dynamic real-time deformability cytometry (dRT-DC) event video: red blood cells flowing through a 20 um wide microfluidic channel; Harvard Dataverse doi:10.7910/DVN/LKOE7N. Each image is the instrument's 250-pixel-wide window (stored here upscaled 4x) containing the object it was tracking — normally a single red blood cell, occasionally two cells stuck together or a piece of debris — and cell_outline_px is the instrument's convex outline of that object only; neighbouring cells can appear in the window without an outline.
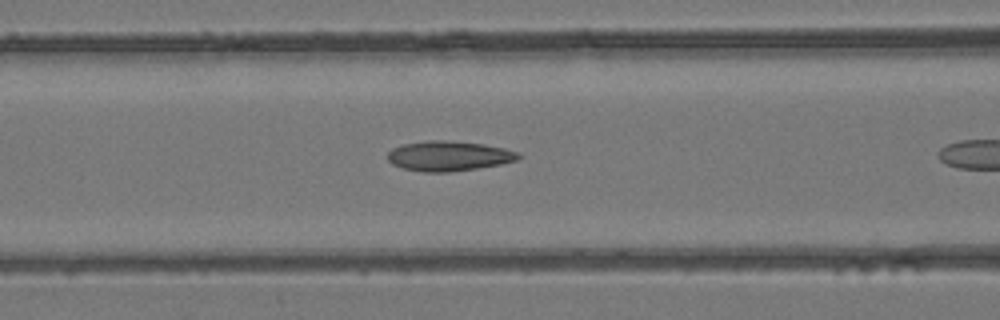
{"species": "common noctule bat (a hibernating species)", "species_latin": "Nyctalus noctula", "temperature_condition": "room temperature", "stored_images_in_passage": 30, "camera_frame_rate_fps": 3000, "um_per_image_px": 0.085, "animal": {"sex": "female", "body_mass_g": 24.6, "forearm_length_mm": 56.2}, "frame": {"image": 1, "passage_image": 11, "time_ms": 3.333, "image_size_px": [1000, 320], "cell_outline_px": [[524, 156], [516, 160], [500, 164], [452, 172], [424, 172], [404, 168], [392, 164], [388, 160], [388, 152], [392, 148], [404, 144], [428, 140], [444, 140], [484, 144], [504, 148], [520, 152]], "centroid_in_image_um": [38.17, 13.25], "position_along_channel_um": 128.4, "area_um2": 22.83}}
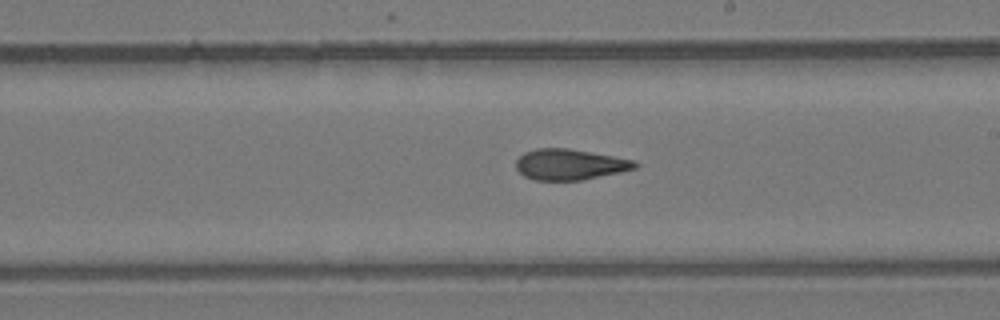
{"frame": {"image": 2, "passage_image": 19, "time_ms": 6.0, "image_size_px": [1000, 320], "cell_outline_px": [[640, 164], [636, 168], [620, 172], [580, 180], [532, 180], [524, 176], [516, 168], [516, 160], [524, 152], [536, 148], [568, 148], [636, 160]], "centroid_in_image_um": [48.43, 13.97], "position_along_channel_um": 240.6, "area_um2": 21.39}}
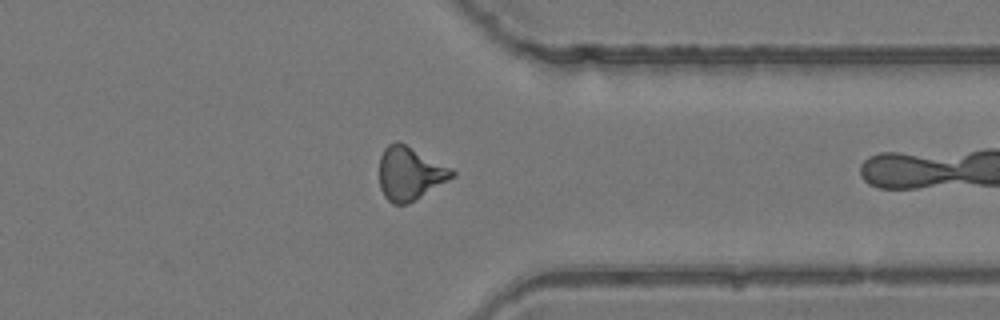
{"frame": {"image": 3, "passage_image": 29, "time_ms": 9.333, "image_size_px": [1000, 320], "cell_outline_px": [[456, 176], [420, 196], [404, 204], [392, 204], [384, 196], [380, 188], [380, 156], [384, 148], [388, 144], [404, 144], [452, 168], [456, 172]], "centroid_in_image_um": [34.84, 14.75], "position_along_channel_um": 376.6, "area_um2": 22.02}}